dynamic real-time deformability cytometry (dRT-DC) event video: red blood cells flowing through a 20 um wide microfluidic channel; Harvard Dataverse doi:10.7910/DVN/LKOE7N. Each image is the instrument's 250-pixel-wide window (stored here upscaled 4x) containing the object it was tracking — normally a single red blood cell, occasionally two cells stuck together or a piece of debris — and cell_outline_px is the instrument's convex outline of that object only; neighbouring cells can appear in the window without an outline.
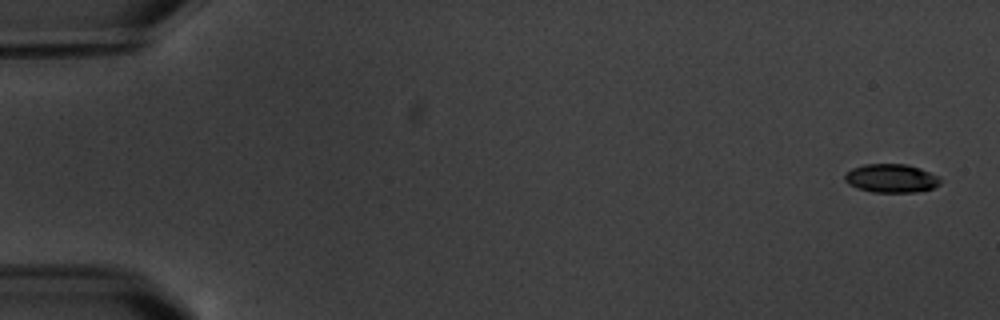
{"species": "common noctule bat (a hibernating species)", "species_latin": "Nyctalus noctula", "temperature_condition": "warm", "stored_images_in_passage": 7, "camera_frame_rate_fps": 3000, "um_per_image_px": 0.085, "animal": {"sex": "male", "body_mass_g": 20.1, "forearm_length_mm": 53.5}, "frame": {"image": 1, "passage_image": 1, "time_ms": 0.0, "image_size_px": [1000, 320], "cell_outline_px": [[940, 184], [932, 188], [916, 192], [872, 192], [848, 184], [844, 180], [844, 176], [852, 168], [864, 164], [908, 164], [920, 168], [936, 176], [940, 180]], "centroid_in_image_um": [75.74, 15.15], "position_along_channel_um": 9.3, "area_um2": 15.72}}
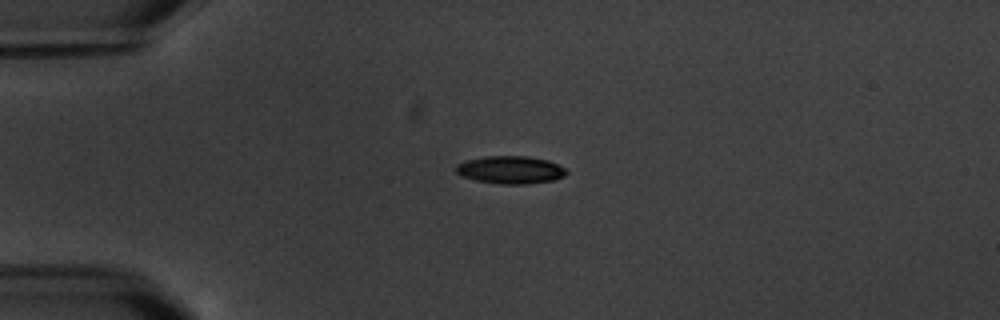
{"frame": {"image": 2, "passage_image": 5, "time_ms": 4.333, "image_size_px": [1000, 320], "cell_outline_px": [[568, 172], [564, 176], [556, 180], [524, 184], [500, 184], [476, 180], [460, 176], [456, 172], [456, 164], [468, 160], [484, 156], [528, 156], [548, 160], [564, 168]], "centroid_in_image_um": [43.39, 14.44], "position_along_channel_um": 41.6, "area_um2": 17.86}}